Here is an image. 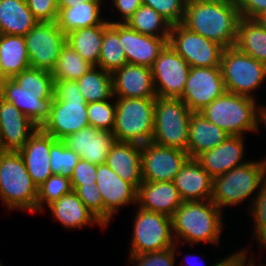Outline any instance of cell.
Listing matches in <instances>:
<instances>
[{"instance_id": "obj_1", "label": "cell", "mask_w": 266, "mask_h": 266, "mask_svg": "<svg viewBox=\"0 0 266 266\" xmlns=\"http://www.w3.org/2000/svg\"><path fill=\"white\" fill-rule=\"evenodd\" d=\"M241 16L236 0L187 1L181 23L224 48L234 47Z\"/></svg>"}, {"instance_id": "obj_2", "label": "cell", "mask_w": 266, "mask_h": 266, "mask_svg": "<svg viewBox=\"0 0 266 266\" xmlns=\"http://www.w3.org/2000/svg\"><path fill=\"white\" fill-rule=\"evenodd\" d=\"M223 211L211 200L182 202L172 216L175 242L219 246L224 228Z\"/></svg>"}, {"instance_id": "obj_3", "label": "cell", "mask_w": 266, "mask_h": 266, "mask_svg": "<svg viewBox=\"0 0 266 266\" xmlns=\"http://www.w3.org/2000/svg\"><path fill=\"white\" fill-rule=\"evenodd\" d=\"M54 101L51 115L41 129L63 140L70 134L90 126L87 114V102L80 93L77 81L54 80Z\"/></svg>"}, {"instance_id": "obj_4", "label": "cell", "mask_w": 266, "mask_h": 266, "mask_svg": "<svg viewBox=\"0 0 266 266\" xmlns=\"http://www.w3.org/2000/svg\"><path fill=\"white\" fill-rule=\"evenodd\" d=\"M266 180V159L249 160L225 174L213 178L211 200L223 211L237 206L250 196L252 204L261 184ZM257 191V192H256Z\"/></svg>"}, {"instance_id": "obj_5", "label": "cell", "mask_w": 266, "mask_h": 266, "mask_svg": "<svg viewBox=\"0 0 266 266\" xmlns=\"http://www.w3.org/2000/svg\"><path fill=\"white\" fill-rule=\"evenodd\" d=\"M257 100L225 92L206 106L200 113L229 136H243L259 132V106Z\"/></svg>"}, {"instance_id": "obj_6", "label": "cell", "mask_w": 266, "mask_h": 266, "mask_svg": "<svg viewBox=\"0 0 266 266\" xmlns=\"http://www.w3.org/2000/svg\"><path fill=\"white\" fill-rule=\"evenodd\" d=\"M37 186L18 151H0V199L8 210L36 212Z\"/></svg>"}, {"instance_id": "obj_7", "label": "cell", "mask_w": 266, "mask_h": 266, "mask_svg": "<svg viewBox=\"0 0 266 266\" xmlns=\"http://www.w3.org/2000/svg\"><path fill=\"white\" fill-rule=\"evenodd\" d=\"M116 141L144 145L152 141L154 131L155 98L115 97Z\"/></svg>"}, {"instance_id": "obj_8", "label": "cell", "mask_w": 266, "mask_h": 266, "mask_svg": "<svg viewBox=\"0 0 266 266\" xmlns=\"http://www.w3.org/2000/svg\"><path fill=\"white\" fill-rule=\"evenodd\" d=\"M192 111L180 98H155L152 142L187 150Z\"/></svg>"}, {"instance_id": "obj_9", "label": "cell", "mask_w": 266, "mask_h": 266, "mask_svg": "<svg viewBox=\"0 0 266 266\" xmlns=\"http://www.w3.org/2000/svg\"><path fill=\"white\" fill-rule=\"evenodd\" d=\"M220 67L226 91L230 93L255 99L253 91L266 80V65L235 46L224 49Z\"/></svg>"}, {"instance_id": "obj_10", "label": "cell", "mask_w": 266, "mask_h": 266, "mask_svg": "<svg viewBox=\"0 0 266 266\" xmlns=\"http://www.w3.org/2000/svg\"><path fill=\"white\" fill-rule=\"evenodd\" d=\"M135 214L129 255L165 250L173 247L172 217L138 208Z\"/></svg>"}, {"instance_id": "obj_11", "label": "cell", "mask_w": 266, "mask_h": 266, "mask_svg": "<svg viewBox=\"0 0 266 266\" xmlns=\"http://www.w3.org/2000/svg\"><path fill=\"white\" fill-rule=\"evenodd\" d=\"M168 43L190 67H220L224 47L192 32L181 23L171 25Z\"/></svg>"}, {"instance_id": "obj_12", "label": "cell", "mask_w": 266, "mask_h": 266, "mask_svg": "<svg viewBox=\"0 0 266 266\" xmlns=\"http://www.w3.org/2000/svg\"><path fill=\"white\" fill-rule=\"evenodd\" d=\"M24 39L30 66L52 72L66 44V34L57 22H38Z\"/></svg>"}, {"instance_id": "obj_13", "label": "cell", "mask_w": 266, "mask_h": 266, "mask_svg": "<svg viewBox=\"0 0 266 266\" xmlns=\"http://www.w3.org/2000/svg\"><path fill=\"white\" fill-rule=\"evenodd\" d=\"M151 70L157 97L182 96L190 66L169 43L160 52Z\"/></svg>"}, {"instance_id": "obj_14", "label": "cell", "mask_w": 266, "mask_h": 266, "mask_svg": "<svg viewBox=\"0 0 266 266\" xmlns=\"http://www.w3.org/2000/svg\"><path fill=\"white\" fill-rule=\"evenodd\" d=\"M225 92L221 67H190L180 99L192 112H200Z\"/></svg>"}, {"instance_id": "obj_15", "label": "cell", "mask_w": 266, "mask_h": 266, "mask_svg": "<svg viewBox=\"0 0 266 266\" xmlns=\"http://www.w3.org/2000/svg\"><path fill=\"white\" fill-rule=\"evenodd\" d=\"M187 151L148 142L141 145L142 179L146 182L174 181L185 162Z\"/></svg>"}, {"instance_id": "obj_16", "label": "cell", "mask_w": 266, "mask_h": 266, "mask_svg": "<svg viewBox=\"0 0 266 266\" xmlns=\"http://www.w3.org/2000/svg\"><path fill=\"white\" fill-rule=\"evenodd\" d=\"M96 185L102 195L105 227L121 207L137 204V189L120 178L106 163L97 165Z\"/></svg>"}, {"instance_id": "obj_17", "label": "cell", "mask_w": 266, "mask_h": 266, "mask_svg": "<svg viewBox=\"0 0 266 266\" xmlns=\"http://www.w3.org/2000/svg\"><path fill=\"white\" fill-rule=\"evenodd\" d=\"M1 98L15 105L38 128H41L51 115L54 93L22 92L12 78L2 79Z\"/></svg>"}, {"instance_id": "obj_18", "label": "cell", "mask_w": 266, "mask_h": 266, "mask_svg": "<svg viewBox=\"0 0 266 266\" xmlns=\"http://www.w3.org/2000/svg\"><path fill=\"white\" fill-rule=\"evenodd\" d=\"M112 79L114 97H157L150 67L127 63L112 73Z\"/></svg>"}, {"instance_id": "obj_19", "label": "cell", "mask_w": 266, "mask_h": 266, "mask_svg": "<svg viewBox=\"0 0 266 266\" xmlns=\"http://www.w3.org/2000/svg\"><path fill=\"white\" fill-rule=\"evenodd\" d=\"M244 137L228 136L223 143L198 155L196 160L212 178L225 174L248 162L242 161L246 153Z\"/></svg>"}, {"instance_id": "obj_20", "label": "cell", "mask_w": 266, "mask_h": 266, "mask_svg": "<svg viewBox=\"0 0 266 266\" xmlns=\"http://www.w3.org/2000/svg\"><path fill=\"white\" fill-rule=\"evenodd\" d=\"M63 141L81 159L99 165L106 163L109 149L116 140L112 132H105L87 126L74 134L68 135Z\"/></svg>"}, {"instance_id": "obj_21", "label": "cell", "mask_w": 266, "mask_h": 266, "mask_svg": "<svg viewBox=\"0 0 266 266\" xmlns=\"http://www.w3.org/2000/svg\"><path fill=\"white\" fill-rule=\"evenodd\" d=\"M37 126L15 105L0 97V131L3 151H19Z\"/></svg>"}, {"instance_id": "obj_22", "label": "cell", "mask_w": 266, "mask_h": 266, "mask_svg": "<svg viewBox=\"0 0 266 266\" xmlns=\"http://www.w3.org/2000/svg\"><path fill=\"white\" fill-rule=\"evenodd\" d=\"M120 41L128 64L152 67L169 39L144 35L120 23Z\"/></svg>"}, {"instance_id": "obj_23", "label": "cell", "mask_w": 266, "mask_h": 266, "mask_svg": "<svg viewBox=\"0 0 266 266\" xmlns=\"http://www.w3.org/2000/svg\"><path fill=\"white\" fill-rule=\"evenodd\" d=\"M56 139L45 133L41 128L29 137L24 147L18 152L24 160L32 182L39 187L51 175L50 149Z\"/></svg>"}, {"instance_id": "obj_24", "label": "cell", "mask_w": 266, "mask_h": 266, "mask_svg": "<svg viewBox=\"0 0 266 266\" xmlns=\"http://www.w3.org/2000/svg\"><path fill=\"white\" fill-rule=\"evenodd\" d=\"M174 184L183 202L209 200L213 178L196 158H189L177 173Z\"/></svg>"}, {"instance_id": "obj_25", "label": "cell", "mask_w": 266, "mask_h": 266, "mask_svg": "<svg viewBox=\"0 0 266 266\" xmlns=\"http://www.w3.org/2000/svg\"><path fill=\"white\" fill-rule=\"evenodd\" d=\"M182 202L174 181H143L137 189L136 205L144 210L162 213L172 217Z\"/></svg>"}, {"instance_id": "obj_26", "label": "cell", "mask_w": 266, "mask_h": 266, "mask_svg": "<svg viewBox=\"0 0 266 266\" xmlns=\"http://www.w3.org/2000/svg\"><path fill=\"white\" fill-rule=\"evenodd\" d=\"M106 164L136 189L143 182L139 144L115 141L109 149Z\"/></svg>"}, {"instance_id": "obj_27", "label": "cell", "mask_w": 266, "mask_h": 266, "mask_svg": "<svg viewBox=\"0 0 266 266\" xmlns=\"http://www.w3.org/2000/svg\"><path fill=\"white\" fill-rule=\"evenodd\" d=\"M48 208L51 215L64 228L75 230L85 226L91 227L94 224L100 226L102 230L105 228L103 223L86 208L73 190L51 203Z\"/></svg>"}, {"instance_id": "obj_28", "label": "cell", "mask_w": 266, "mask_h": 266, "mask_svg": "<svg viewBox=\"0 0 266 266\" xmlns=\"http://www.w3.org/2000/svg\"><path fill=\"white\" fill-rule=\"evenodd\" d=\"M228 136L223 129L211 123L200 112H193L190 117L186 151L190 158H196L204 151L223 143Z\"/></svg>"}, {"instance_id": "obj_29", "label": "cell", "mask_w": 266, "mask_h": 266, "mask_svg": "<svg viewBox=\"0 0 266 266\" xmlns=\"http://www.w3.org/2000/svg\"><path fill=\"white\" fill-rule=\"evenodd\" d=\"M24 36L0 35V77L12 78L30 68Z\"/></svg>"}, {"instance_id": "obj_30", "label": "cell", "mask_w": 266, "mask_h": 266, "mask_svg": "<svg viewBox=\"0 0 266 266\" xmlns=\"http://www.w3.org/2000/svg\"><path fill=\"white\" fill-rule=\"evenodd\" d=\"M39 21L26 0H0V33L25 36Z\"/></svg>"}, {"instance_id": "obj_31", "label": "cell", "mask_w": 266, "mask_h": 266, "mask_svg": "<svg viewBox=\"0 0 266 266\" xmlns=\"http://www.w3.org/2000/svg\"><path fill=\"white\" fill-rule=\"evenodd\" d=\"M235 47L266 65V26L257 19L241 17Z\"/></svg>"}, {"instance_id": "obj_32", "label": "cell", "mask_w": 266, "mask_h": 266, "mask_svg": "<svg viewBox=\"0 0 266 266\" xmlns=\"http://www.w3.org/2000/svg\"><path fill=\"white\" fill-rule=\"evenodd\" d=\"M110 24L106 19L102 24L76 29L66 34V44L75 50L81 57L91 63L98 65L104 29Z\"/></svg>"}, {"instance_id": "obj_33", "label": "cell", "mask_w": 266, "mask_h": 266, "mask_svg": "<svg viewBox=\"0 0 266 266\" xmlns=\"http://www.w3.org/2000/svg\"><path fill=\"white\" fill-rule=\"evenodd\" d=\"M103 1L81 2L77 6L61 9L57 24L67 34L76 29L102 24L106 19L101 16Z\"/></svg>"}, {"instance_id": "obj_34", "label": "cell", "mask_w": 266, "mask_h": 266, "mask_svg": "<svg viewBox=\"0 0 266 266\" xmlns=\"http://www.w3.org/2000/svg\"><path fill=\"white\" fill-rule=\"evenodd\" d=\"M77 81L80 93L88 103L114 99L112 73L93 66Z\"/></svg>"}, {"instance_id": "obj_35", "label": "cell", "mask_w": 266, "mask_h": 266, "mask_svg": "<svg viewBox=\"0 0 266 266\" xmlns=\"http://www.w3.org/2000/svg\"><path fill=\"white\" fill-rule=\"evenodd\" d=\"M120 41V23H110L104 29V37L97 67L113 73L127 64L125 51Z\"/></svg>"}, {"instance_id": "obj_36", "label": "cell", "mask_w": 266, "mask_h": 266, "mask_svg": "<svg viewBox=\"0 0 266 266\" xmlns=\"http://www.w3.org/2000/svg\"><path fill=\"white\" fill-rule=\"evenodd\" d=\"M138 33L169 39L171 24L150 6L142 4L125 22Z\"/></svg>"}, {"instance_id": "obj_37", "label": "cell", "mask_w": 266, "mask_h": 266, "mask_svg": "<svg viewBox=\"0 0 266 266\" xmlns=\"http://www.w3.org/2000/svg\"><path fill=\"white\" fill-rule=\"evenodd\" d=\"M93 65L85 61L80 54L65 44L61 50L55 68L52 70L54 80H78L86 74Z\"/></svg>"}, {"instance_id": "obj_38", "label": "cell", "mask_w": 266, "mask_h": 266, "mask_svg": "<svg viewBox=\"0 0 266 266\" xmlns=\"http://www.w3.org/2000/svg\"><path fill=\"white\" fill-rule=\"evenodd\" d=\"M22 92L54 93V79L51 71L28 68L12 77Z\"/></svg>"}, {"instance_id": "obj_39", "label": "cell", "mask_w": 266, "mask_h": 266, "mask_svg": "<svg viewBox=\"0 0 266 266\" xmlns=\"http://www.w3.org/2000/svg\"><path fill=\"white\" fill-rule=\"evenodd\" d=\"M72 191L70 178L52 174L44 183L37 188L36 213L44 212V205L47 207Z\"/></svg>"}, {"instance_id": "obj_40", "label": "cell", "mask_w": 266, "mask_h": 266, "mask_svg": "<svg viewBox=\"0 0 266 266\" xmlns=\"http://www.w3.org/2000/svg\"><path fill=\"white\" fill-rule=\"evenodd\" d=\"M79 159V155L69 149L63 140L56 139L51 144L49 165L52 174L71 178Z\"/></svg>"}, {"instance_id": "obj_41", "label": "cell", "mask_w": 266, "mask_h": 266, "mask_svg": "<svg viewBox=\"0 0 266 266\" xmlns=\"http://www.w3.org/2000/svg\"><path fill=\"white\" fill-rule=\"evenodd\" d=\"M115 113V99H108L87 104L89 124L98 130L112 132L115 126Z\"/></svg>"}, {"instance_id": "obj_42", "label": "cell", "mask_w": 266, "mask_h": 266, "mask_svg": "<svg viewBox=\"0 0 266 266\" xmlns=\"http://www.w3.org/2000/svg\"><path fill=\"white\" fill-rule=\"evenodd\" d=\"M249 209L254 226L253 239L259 243H266V180L261 184Z\"/></svg>"}, {"instance_id": "obj_43", "label": "cell", "mask_w": 266, "mask_h": 266, "mask_svg": "<svg viewBox=\"0 0 266 266\" xmlns=\"http://www.w3.org/2000/svg\"><path fill=\"white\" fill-rule=\"evenodd\" d=\"M187 0H142L164 17L171 25L183 22Z\"/></svg>"}, {"instance_id": "obj_44", "label": "cell", "mask_w": 266, "mask_h": 266, "mask_svg": "<svg viewBox=\"0 0 266 266\" xmlns=\"http://www.w3.org/2000/svg\"><path fill=\"white\" fill-rule=\"evenodd\" d=\"M180 243L175 242L173 247L167 248L165 250L147 252L140 255H130L128 258L130 263H137L136 266H174L175 265V255ZM134 265V266H135Z\"/></svg>"}, {"instance_id": "obj_45", "label": "cell", "mask_w": 266, "mask_h": 266, "mask_svg": "<svg viewBox=\"0 0 266 266\" xmlns=\"http://www.w3.org/2000/svg\"><path fill=\"white\" fill-rule=\"evenodd\" d=\"M86 208L103 223V200L99 188L94 185L71 186Z\"/></svg>"}, {"instance_id": "obj_46", "label": "cell", "mask_w": 266, "mask_h": 266, "mask_svg": "<svg viewBox=\"0 0 266 266\" xmlns=\"http://www.w3.org/2000/svg\"><path fill=\"white\" fill-rule=\"evenodd\" d=\"M27 6L39 22H56L58 0H26Z\"/></svg>"}, {"instance_id": "obj_47", "label": "cell", "mask_w": 266, "mask_h": 266, "mask_svg": "<svg viewBox=\"0 0 266 266\" xmlns=\"http://www.w3.org/2000/svg\"><path fill=\"white\" fill-rule=\"evenodd\" d=\"M96 170V164L80 158L70 178L71 186L96 184Z\"/></svg>"}, {"instance_id": "obj_48", "label": "cell", "mask_w": 266, "mask_h": 266, "mask_svg": "<svg viewBox=\"0 0 266 266\" xmlns=\"http://www.w3.org/2000/svg\"><path fill=\"white\" fill-rule=\"evenodd\" d=\"M242 18L257 19L266 11V0H236Z\"/></svg>"}, {"instance_id": "obj_49", "label": "cell", "mask_w": 266, "mask_h": 266, "mask_svg": "<svg viewBox=\"0 0 266 266\" xmlns=\"http://www.w3.org/2000/svg\"><path fill=\"white\" fill-rule=\"evenodd\" d=\"M112 2L117 11H119V15H121V19L119 20H109L110 23H125L134 12L142 5V0H109Z\"/></svg>"}, {"instance_id": "obj_50", "label": "cell", "mask_w": 266, "mask_h": 266, "mask_svg": "<svg viewBox=\"0 0 266 266\" xmlns=\"http://www.w3.org/2000/svg\"><path fill=\"white\" fill-rule=\"evenodd\" d=\"M247 249H241L240 251L234 252L231 254H228V257H224V259H221L218 262H214L212 266H247V259H250L248 255ZM248 256V258H247Z\"/></svg>"}, {"instance_id": "obj_51", "label": "cell", "mask_w": 266, "mask_h": 266, "mask_svg": "<svg viewBox=\"0 0 266 266\" xmlns=\"http://www.w3.org/2000/svg\"><path fill=\"white\" fill-rule=\"evenodd\" d=\"M90 1H106V0H58V10L64 9L70 6H77L81 2H90Z\"/></svg>"}, {"instance_id": "obj_52", "label": "cell", "mask_w": 266, "mask_h": 266, "mask_svg": "<svg viewBox=\"0 0 266 266\" xmlns=\"http://www.w3.org/2000/svg\"><path fill=\"white\" fill-rule=\"evenodd\" d=\"M259 128L261 124L263 123L264 126H266V105L265 106H259Z\"/></svg>"}, {"instance_id": "obj_53", "label": "cell", "mask_w": 266, "mask_h": 266, "mask_svg": "<svg viewBox=\"0 0 266 266\" xmlns=\"http://www.w3.org/2000/svg\"><path fill=\"white\" fill-rule=\"evenodd\" d=\"M257 20H258L261 24H263V25L266 26V11L263 12V13L257 18Z\"/></svg>"}, {"instance_id": "obj_54", "label": "cell", "mask_w": 266, "mask_h": 266, "mask_svg": "<svg viewBox=\"0 0 266 266\" xmlns=\"http://www.w3.org/2000/svg\"><path fill=\"white\" fill-rule=\"evenodd\" d=\"M250 258L251 259L248 261L247 266H256L255 263H254L255 259L253 260L252 257H250Z\"/></svg>"}, {"instance_id": "obj_55", "label": "cell", "mask_w": 266, "mask_h": 266, "mask_svg": "<svg viewBox=\"0 0 266 266\" xmlns=\"http://www.w3.org/2000/svg\"><path fill=\"white\" fill-rule=\"evenodd\" d=\"M0 151H3L1 131H0Z\"/></svg>"}, {"instance_id": "obj_56", "label": "cell", "mask_w": 266, "mask_h": 266, "mask_svg": "<svg viewBox=\"0 0 266 266\" xmlns=\"http://www.w3.org/2000/svg\"><path fill=\"white\" fill-rule=\"evenodd\" d=\"M259 246H262V247H259V248H266V243H259Z\"/></svg>"}, {"instance_id": "obj_57", "label": "cell", "mask_w": 266, "mask_h": 266, "mask_svg": "<svg viewBox=\"0 0 266 266\" xmlns=\"http://www.w3.org/2000/svg\"><path fill=\"white\" fill-rule=\"evenodd\" d=\"M1 82H2V78L0 77V97H1Z\"/></svg>"}, {"instance_id": "obj_58", "label": "cell", "mask_w": 266, "mask_h": 266, "mask_svg": "<svg viewBox=\"0 0 266 266\" xmlns=\"http://www.w3.org/2000/svg\"><path fill=\"white\" fill-rule=\"evenodd\" d=\"M187 257H188V256H187ZM189 257H190V256H189ZM199 258H200V257H199ZM185 259H186V258H185ZM186 260H187V259H186ZM187 261H188V260H187ZM197 261H198V260H197ZM188 262H190V261H188ZM187 264H189V263H187ZM187 264H186V265H187ZM189 266H190V265H189ZM192 266H193V265H192ZM209 266H212V265H209Z\"/></svg>"}]
</instances>
